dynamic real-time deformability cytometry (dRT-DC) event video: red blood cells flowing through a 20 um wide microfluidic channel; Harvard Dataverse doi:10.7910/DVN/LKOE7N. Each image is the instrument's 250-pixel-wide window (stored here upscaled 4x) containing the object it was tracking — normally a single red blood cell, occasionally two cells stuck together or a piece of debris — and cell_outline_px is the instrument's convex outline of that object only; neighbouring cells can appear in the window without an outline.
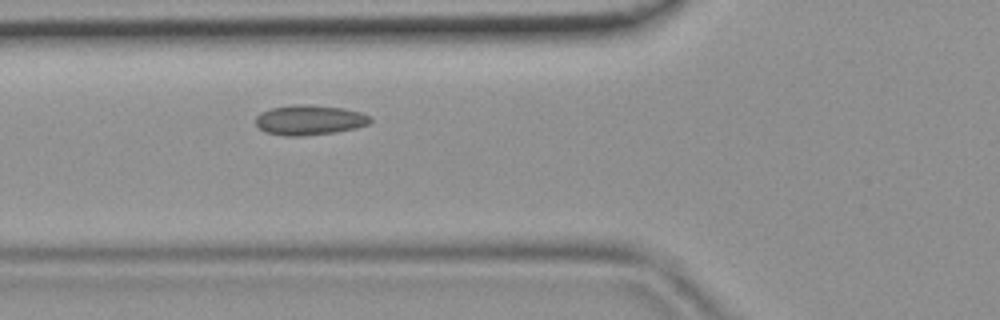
{"species": "common noctule bat (a hibernating species)", "species_latin": "Nyctalus noctula", "temperature_condition": "room temperature", "stored_images_in_passage": 3, "camera_frame_rate_fps": 3000, "um_per_image_px": 0.085, "animal": {"sex": "female", "body_mass_g": 19.9}, "frame": {"image": 1, "passage_image": 3, "time_ms": 0.667, "image_size_px": [1000, 320], "cell_outline_px": [[372, 120], [368, 124], [356, 128], [336, 132], [300, 136], [284, 136], [264, 132], [256, 124], [256, 116], [260, 112], [272, 108], [292, 104], [308, 104], [344, 108], [360, 112], [372, 116]], "centroid_in_image_um": [26.31, 10.19], "position_along_channel_um": 99.5, "area_um2": 20.23}}